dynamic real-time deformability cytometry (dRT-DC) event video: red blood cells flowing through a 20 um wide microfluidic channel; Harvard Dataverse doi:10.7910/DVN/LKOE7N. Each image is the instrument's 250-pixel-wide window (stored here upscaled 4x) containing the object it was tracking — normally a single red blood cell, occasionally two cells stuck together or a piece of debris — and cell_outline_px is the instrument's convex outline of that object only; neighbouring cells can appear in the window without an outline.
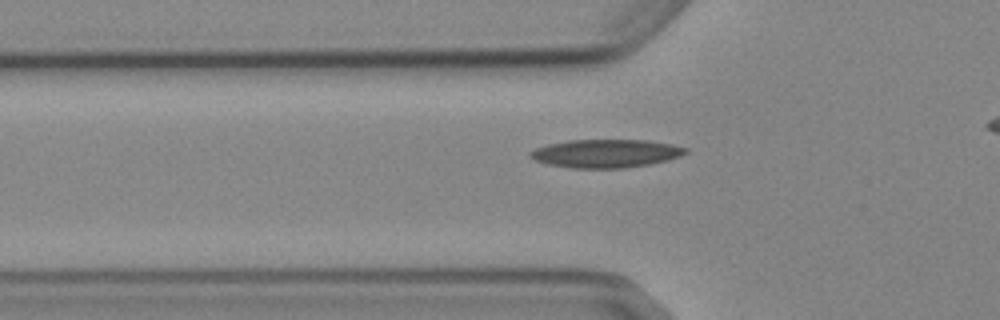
{"species": "Egyptian fruit bat (a non-hibernating species)", "species_latin": "Rousettus aegyptiacus", "temperature_condition": "cold", "stored_images_in_passage": 5, "camera_frame_rate_fps": 3000, "um_per_image_px": 0.085, "animal": {"sex": "female"}, "frame": {"image": 1, "passage_image": 5, "time_ms": 4.333, "image_size_px": [1000, 320], "cell_outline_px": [[688, 152], [680, 156], [668, 160], [648, 164], [624, 168], [572, 168], [548, 164], [536, 160], [528, 156], [528, 152], [536, 148], [548, 144], [568, 140], [648, 140], [672, 144], [688, 148]], "centroid_in_image_um": [51.5, 13.04], "position_along_channel_um": 74.3, "area_um2": 25.61}}